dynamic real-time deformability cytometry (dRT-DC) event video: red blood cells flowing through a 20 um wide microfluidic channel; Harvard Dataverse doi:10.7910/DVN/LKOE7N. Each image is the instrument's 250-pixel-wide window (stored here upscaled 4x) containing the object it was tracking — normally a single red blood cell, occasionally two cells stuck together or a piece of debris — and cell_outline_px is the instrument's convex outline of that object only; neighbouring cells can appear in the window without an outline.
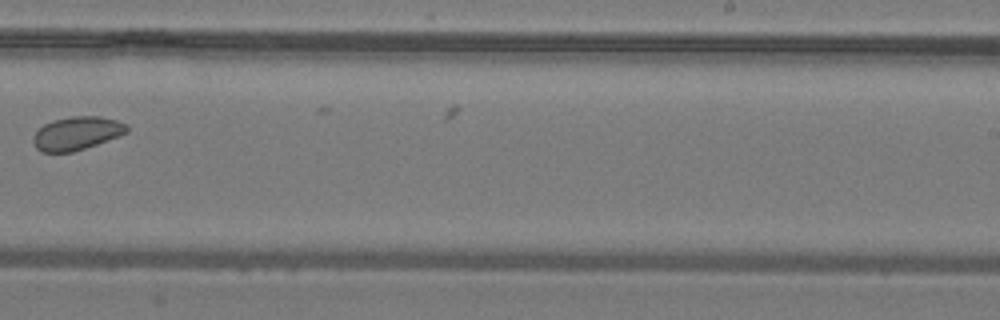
{"species": "common noctule bat (a hibernating species)", "species_latin": "Nyctalus noctula", "temperature_condition": "warm", "stored_images_in_passage": 16, "camera_frame_rate_fps": 3000, "um_per_image_px": 0.085, "animal": {"sex": "male", "body_mass_g": 19.2, "forearm_length_mm": 51.8}, "frame": {"image": 1, "passage_image": 11, "time_ms": 3.333, "image_size_px": [1000, 320], "cell_outline_px": [[128, 132], [96, 144], [72, 152], [44, 152], [36, 148], [32, 140], [36, 132], [44, 124], [52, 120], [72, 116], [100, 116], [116, 120], [124, 124], [128, 128]], "centroid_in_image_um": [6.5, 11.32], "position_along_channel_um": 282.5, "area_um2": 17.92}}
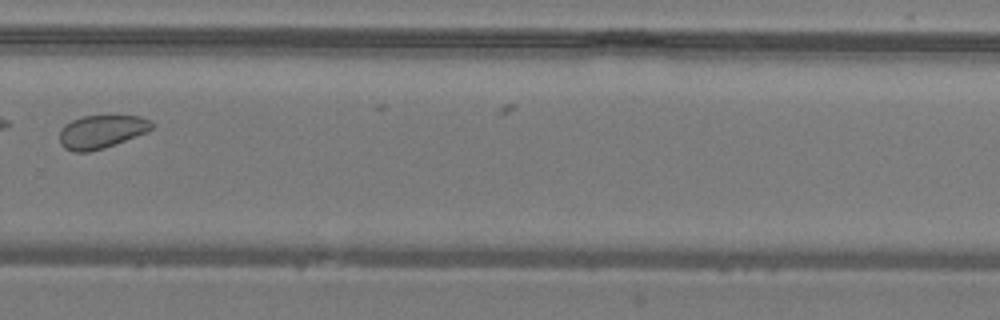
{"frame": {"image": 2, "passage_image": 13, "time_ms": 4.0, "image_size_px": [1000, 320], "cell_outline_px": [[152, 128], [148, 132], [104, 148], [88, 152], [72, 152], [64, 148], [60, 144], [60, 128], [64, 124], [72, 120], [84, 116], [140, 116], [148, 120], [152, 124]], "centroid_in_image_um": [8.58, 11.2], "position_along_channel_um": 321.2, "area_um2": 17.86}}